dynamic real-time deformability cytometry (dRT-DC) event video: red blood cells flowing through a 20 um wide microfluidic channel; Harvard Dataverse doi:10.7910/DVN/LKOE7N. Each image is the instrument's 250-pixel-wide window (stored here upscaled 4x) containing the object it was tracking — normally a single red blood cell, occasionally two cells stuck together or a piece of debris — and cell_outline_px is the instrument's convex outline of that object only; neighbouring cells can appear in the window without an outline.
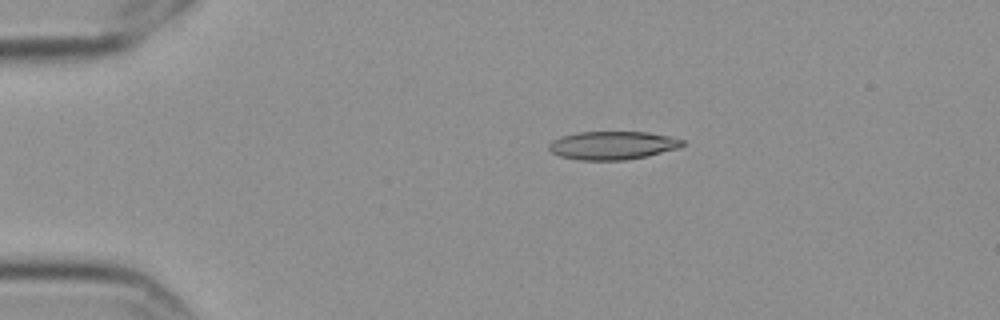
{"species": "Egyptian fruit bat (a non-hibernating species)", "species_latin": "Rousettus aegyptiacus", "temperature_condition": "cold", "stored_images_in_passage": 5, "camera_frame_rate_fps": 3000, "um_per_image_px": 0.085, "frame": {"image": 1, "passage_image": 3, "time_ms": 0.667, "image_size_px": [1000, 320], "cell_outline_px": [[684, 144], [676, 148], [648, 156], [624, 160], [580, 160], [560, 156], [552, 152], [548, 148], [548, 144], [552, 140], [576, 132], [648, 132], [668, 136], [684, 140]], "centroid_in_image_um": [52.04, 12.36], "position_along_channel_um": 33.0, "area_um2": 21.85}}